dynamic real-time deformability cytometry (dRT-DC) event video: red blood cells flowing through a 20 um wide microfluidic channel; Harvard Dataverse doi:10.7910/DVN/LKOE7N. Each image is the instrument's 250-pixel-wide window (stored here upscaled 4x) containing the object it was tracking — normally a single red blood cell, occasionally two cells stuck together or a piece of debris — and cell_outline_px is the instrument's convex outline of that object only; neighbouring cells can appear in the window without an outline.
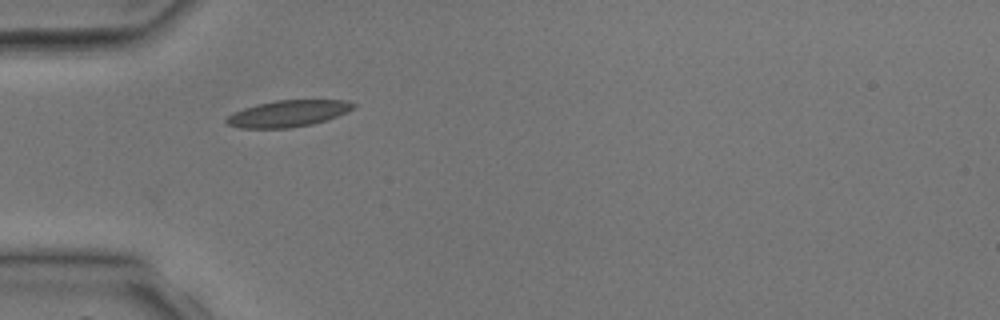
{"species": "common noctule bat (a hibernating species)", "species_latin": "Nyctalus noctula", "temperature_condition": "room temperature", "stored_images_in_passage": 1, "camera_frame_rate_fps": 3000, "um_per_image_px": 0.085, "animal": {"sex": "male", "body_mass_g": 17.9, "forearm_length_mm": 54.2}, "frame": {"image": 1, "passage_image": 1, "time_ms": 0.0, "image_size_px": [1000, 320], "cell_outline_px": [[356, 108], [348, 112], [328, 120], [312, 124], [288, 128], [240, 128], [228, 124], [224, 120], [232, 112], [244, 108], [276, 100], [348, 100], [356, 104]], "centroid_in_image_um": [24.54, 9.65], "position_along_channel_um": 60.5, "area_um2": 19.71}}